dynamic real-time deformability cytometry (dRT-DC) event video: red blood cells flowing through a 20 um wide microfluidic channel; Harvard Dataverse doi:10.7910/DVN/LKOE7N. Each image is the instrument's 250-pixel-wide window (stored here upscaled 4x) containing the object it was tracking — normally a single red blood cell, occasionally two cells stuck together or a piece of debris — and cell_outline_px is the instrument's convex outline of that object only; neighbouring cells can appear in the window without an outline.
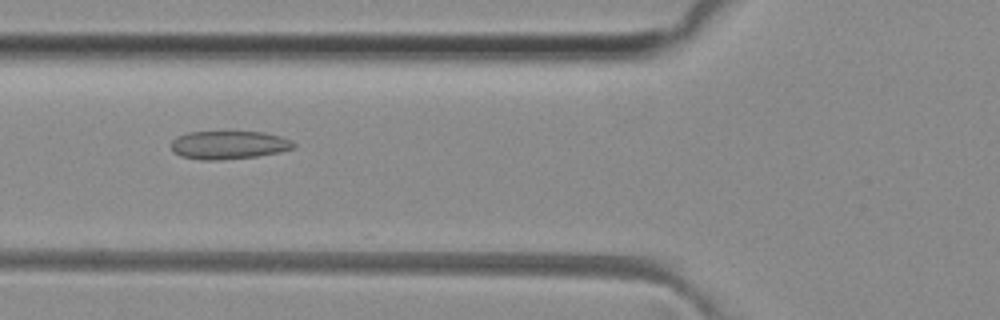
{"species": "common noctule bat (a hibernating species)", "species_latin": "Nyctalus noctula", "temperature_condition": "room temperature", "stored_images_in_passage": 17, "camera_frame_rate_fps": 3000, "um_per_image_px": 0.085, "animal": {"sex": "female", "body_mass_g": 29.2, "forearm_length_mm": 56.3}, "frame": {"image": 1, "passage_image": 8, "time_ms": 2.333, "image_size_px": [1000, 320], "cell_outline_px": [[296, 144], [292, 148], [280, 152], [256, 156], [220, 160], [200, 160], [180, 156], [172, 152], [172, 140], [176, 136], [188, 132], [264, 132], [280, 136], [292, 140]], "centroid_in_image_um": [19.42, 12.32], "position_along_channel_um": 106.4, "area_um2": 20.23}}
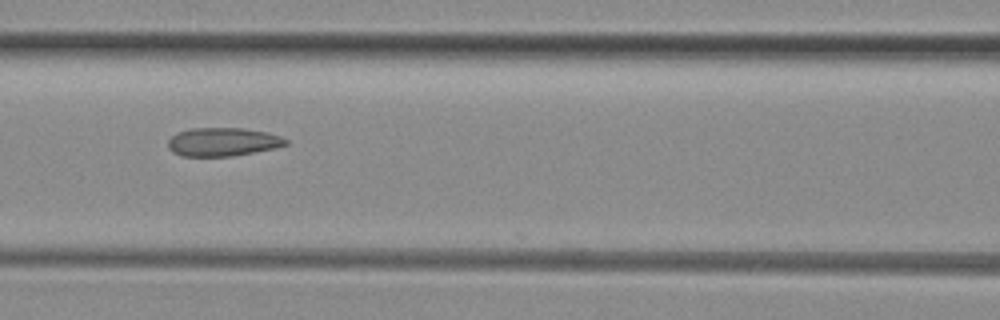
{"frame": {"image": 2, "passage_image": 11, "time_ms": 3.333, "image_size_px": [1000, 320], "cell_outline_px": [[288, 144], [276, 148], [232, 156], [180, 156], [172, 152], [168, 148], [168, 140], [176, 132], [192, 128], [244, 128], [268, 132], [280, 136], [288, 140]], "centroid_in_image_um": [18.93, 12.06], "position_along_channel_um": 147.7, "area_um2": 19.71}}
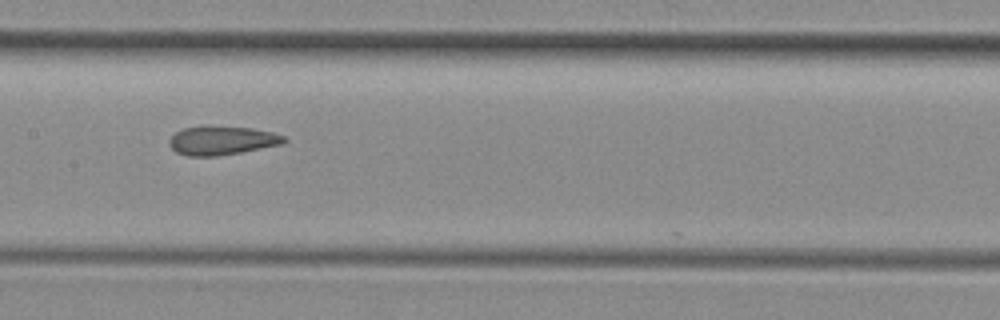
{"frame": {"image": 3, "passage_image": 14, "time_ms": 4.333, "image_size_px": [1000, 320], "cell_outline_px": [[288, 140], [284, 144], [240, 152], [216, 156], [188, 156], [176, 152], [168, 144], [168, 140], [176, 132], [184, 128], [204, 124], [208, 124], [252, 128], [272, 132], [284, 136]], "centroid_in_image_um": [18.85, 11.91], "position_along_channel_um": 188.6, "area_um2": 19.71}}